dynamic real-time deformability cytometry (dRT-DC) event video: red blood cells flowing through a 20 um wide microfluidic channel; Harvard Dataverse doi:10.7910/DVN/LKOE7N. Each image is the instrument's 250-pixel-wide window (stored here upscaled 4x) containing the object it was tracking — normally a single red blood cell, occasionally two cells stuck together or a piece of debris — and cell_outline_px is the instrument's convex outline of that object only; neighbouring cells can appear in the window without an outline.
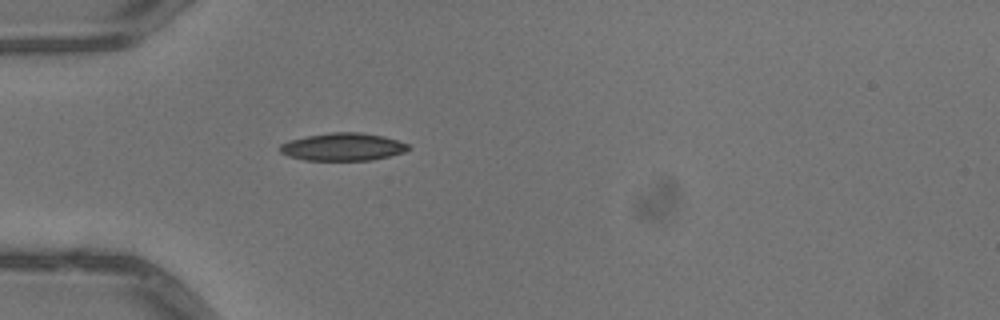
{"species": "common noctule bat (a hibernating species)", "species_latin": "Nyctalus noctula", "temperature_condition": "warm", "stored_images_in_passage": 4, "camera_frame_rate_fps": 3000, "um_per_image_px": 0.085, "animal": {"sex": "male", "body_mass_g": 13.3}, "frame": {"image": 1, "passage_image": 4, "time_ms": 1.0, "image_size_px": [1000, 320], "cell_outline_px": [[412, 148], [404, 152], [372, 160], [304, 160], [288, 156], [280, 152], [280, 144], [288, 140], [328, 132], [360, 132], [384, 136], [408, 144]], "centroid_in_image_um": [29.14, 12.48], "position_along_channel_um": 55.9, "area_um2": 20.75}}